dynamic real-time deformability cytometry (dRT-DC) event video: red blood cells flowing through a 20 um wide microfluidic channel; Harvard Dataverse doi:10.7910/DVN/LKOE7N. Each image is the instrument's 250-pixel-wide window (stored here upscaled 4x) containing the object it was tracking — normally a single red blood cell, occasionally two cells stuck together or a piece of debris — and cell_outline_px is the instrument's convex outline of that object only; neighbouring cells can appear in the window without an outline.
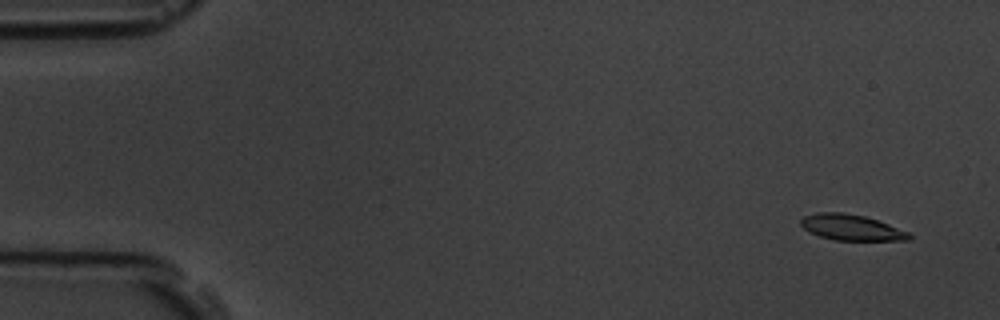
{"species": "common noctule bat (a hibernating species)", "species_latin": "Nyctalus noctula", "temperature_condition": "room temperature", "stored_images_in_passage": 4, "camera_frame_rate_fps": 3000, "um_per_image_px": 0.085, "animal": {"sex": "male", "body_mass_g": 19.5, "forearm_length_mm": 54.6}, "frame": {"image": 1, "passage_image": 1, "time_ms": 0.0, "image_size_px": [1000, 320], "cell_outline_px": [[912, 236], [908, 240], [836, 240], [820, 236], [804, 228], [800, 224], [800, 220], [804, 216], [816, 212], [840, 212], [864, 216], [888, 224], [908, 232]], "centroid_in_image_um": [72.34, 19.33], "position_along_channel_um": 12.7, "area_um2": 16.01}}
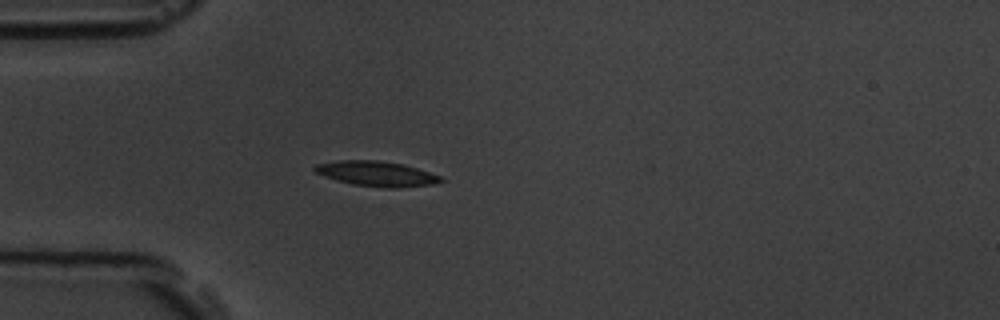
{"frame": {"image": 2, "passage_image": 4, "time_ms": 4.333, "image_size_px": [1000, 320], "cell_outline_px": [[444, 180], [432, 184], [400, 188], [388, 188], [352, 184], [336, 180], [324, 176], [316, 172], [312, 168], [316, 164], [336, 160], [376, 160], [404, 164], [440, 176]], "centroid_in_image_um": [31.97, 14.76], "position_along_channel_um": 53.0, "area_um2": 18.32}}